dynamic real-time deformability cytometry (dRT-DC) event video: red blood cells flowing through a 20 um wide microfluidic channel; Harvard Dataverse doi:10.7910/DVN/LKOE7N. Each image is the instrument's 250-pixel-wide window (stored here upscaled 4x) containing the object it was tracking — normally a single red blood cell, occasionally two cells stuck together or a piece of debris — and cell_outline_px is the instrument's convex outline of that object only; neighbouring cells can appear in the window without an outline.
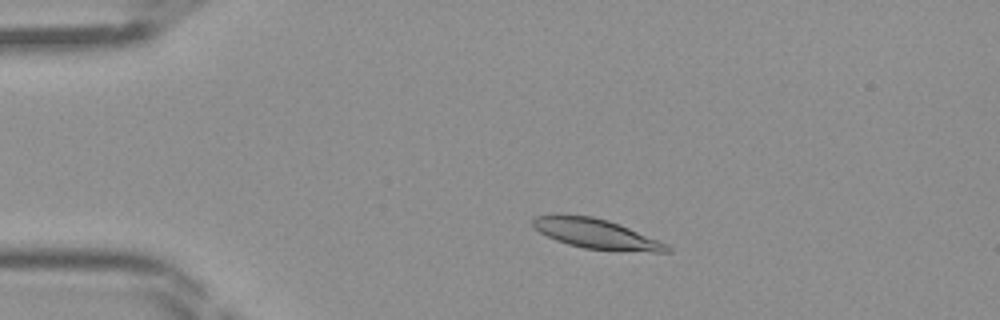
{"species": "Egyptian fruit bat (a non-hibernating species)", "species_latin": "Rousettus aegyptiacus", "temperature_condition": "room temperature", "stored_images_in_passage": 44, "camera_frame_rate_fps": 3000, "um_per_image_px": 0.085, "frame": {"image": 1, "passage_image": 8, "time_ms": 2.333, "image_size_px": [1000, 320], "cell_outline_px": [[672, 252], [652, 252], [584, 248], [568, 244], [556, 240], [532, 228], [532, 220], [536, 216], [556, 212], [592, 216], [608, 220], [668, 244], [672, 248]], "centroid_in_image_um": [50.61, 19.84], "position_along_channel_um": 34.4, "area_um2": 23.47}}
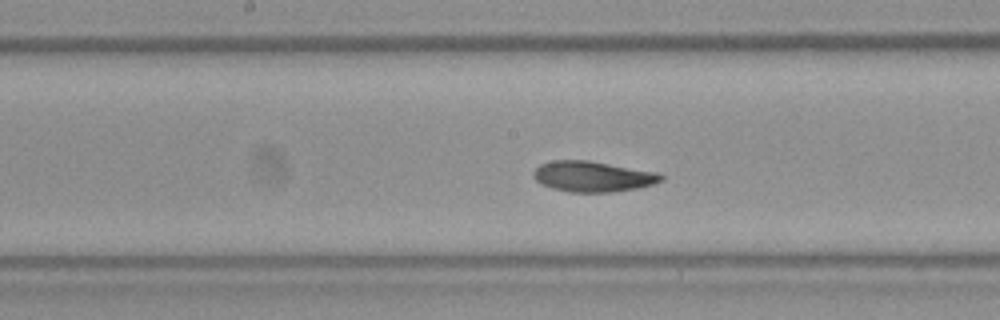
{"frame": {"image": 2, "passage_image": 22, "time_ms": 7.0, "image_size_px": [1000, 320], "cell_outline_px": [[664, 180], [652, 184], [636, 188], [612, 192], [568, 192], [552, 188], [540, 184], [532, 176], [532, 172], [540, 164], [552, 160], [588, 160], [656, 172], [664, 176]], "centroid_in_image_um": [50.34, 15.0], "position_along_channel_um": 197.9, "area_um2": 22.77}}
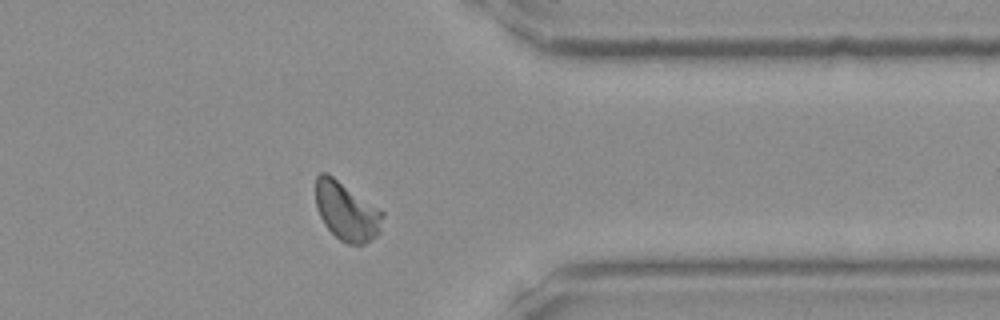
{"frame": {"image": 3, "passage_image": 35, "time_ms": 11.333, "image_size_px": [1000, 320], "cell_outline_px": [[384, 216], [380, 232], [376, 236], [364, 244], [348, 244], [340, 240], [324, 224], [316, 208], [316, 176], [320, 172], [328, 172], [384, 212]], "centroid_in_image_um": [29.46, 17.94], "position_along_channel_um": 381.9, "area_um2": 22.89}}